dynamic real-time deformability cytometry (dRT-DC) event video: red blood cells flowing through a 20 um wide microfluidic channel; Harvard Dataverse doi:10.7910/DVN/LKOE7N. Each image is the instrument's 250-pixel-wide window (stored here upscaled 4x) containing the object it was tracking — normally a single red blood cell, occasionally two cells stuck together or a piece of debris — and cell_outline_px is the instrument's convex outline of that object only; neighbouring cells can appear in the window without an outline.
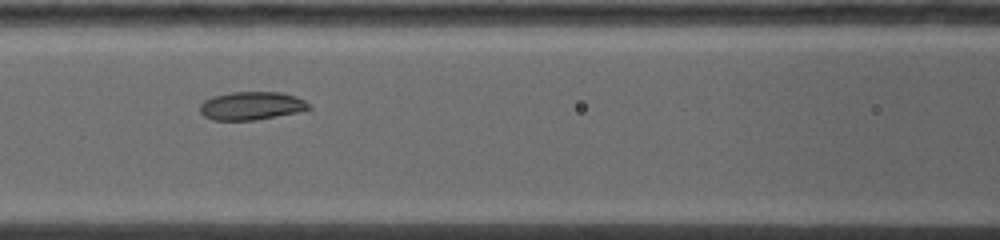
{"species": "common noctule bat (a hibernating species)", "species_latin": "Nyctalus noctula", "temperature_condition": "warm", "stored_images_in_passage": 9, "segment_of_instrument_passage": [1, 2], "camera_frame_rate_fps": 5000, "um_per_image_px": 0.085, "animal": {"sex": "female", "body_mass_g": 19.0, "forearm_length_mm": 53.3}, "frame": {"image": 1, "passage_image": 6, "time_ms": 4.4, "image_size_px": [1000, 240], "cell_outline_px": [[312, 108], [296, 112], [256, 120], [212, 120], [204, 116], [200, 112], [200, 104], [204, 100], [212, 96], [232, 92], [280, 92], [296, 96], [312, 104]], "centroid_in_image_um": [21.37, 8.99], "position_along_channel_um": 145.2, "area_um2": 17.98}}
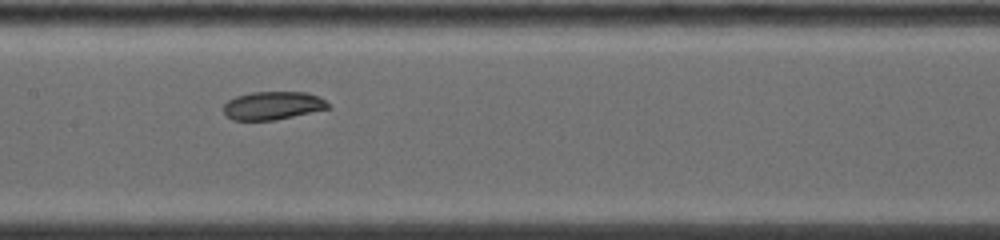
{"frame": {"image": 2, "passage_image": 7, "time_ms": 5.4, "image_size_px": [1000, 240], "cell_outline_px": [[332, 108], [276, 120], [232, 120], [224, 112], [224, 104], [228, 100], [236, 96], [252, 92], [308, 92], [324, 100]], "centroid_in_image_um": [23.19, 8.98], "position_along_channel_um": 184.2, "area_um2": 17.17}}
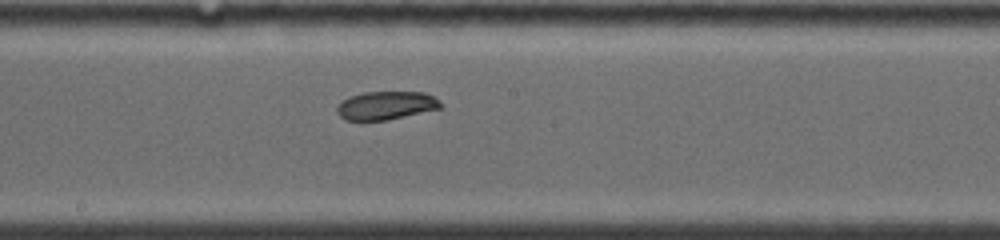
{"frame": {"image": 3, "passage_image": 8, "time_ms": 6.2, "image_size_px": [1000, 240], "cell_outline_px": [[444, 104], [440, 108], [388, 120], [344, 120], [336, 112], [336, 108], [348, 96], [364, 92], [424, 92], [440, 100]], "centroid_in_image_um": [32.81, 8.96], "position_along_channel_um": 215.4, "area_um2": 17.11}}